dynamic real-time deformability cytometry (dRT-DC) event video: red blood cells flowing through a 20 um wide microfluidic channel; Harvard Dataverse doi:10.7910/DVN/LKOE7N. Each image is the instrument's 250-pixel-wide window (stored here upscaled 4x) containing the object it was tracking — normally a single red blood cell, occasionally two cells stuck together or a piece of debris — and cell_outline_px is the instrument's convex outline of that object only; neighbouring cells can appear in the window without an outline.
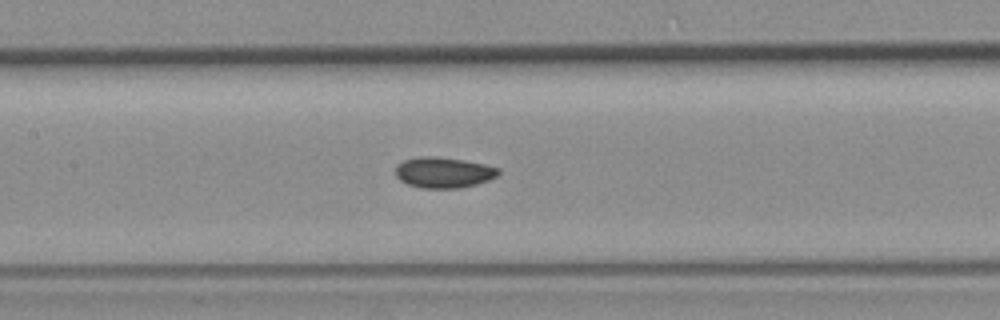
{"species": "common noctule bat (a hibernating species)", "species_latin": "Nyctalus noctula", "temperature_condition": "room temperature", "stored_images_in_passage": 6, "segment_of_instrument_passage": [2, 2], "camera_frame_rate_fps": 3000, "um_per_image_px": 0.085, "animal": {"sex": "female", "body_mass_g": 19.3, "forearm_length_mm": 54.1}, "frame": {"image": 1, "passage_image": 6, "time_ms": 6.667, "image_size_px": [1000, 320], "cell_outline_px": [[500, 172], [496, 176], [488, 180], [476, 184], [460, 188], [420, 188], [408, 184], [400, 180], [396, 176], [396, 164], [404, 160], [420, 156], [432, 156], [464, 160], [484, 164], [500, 168]], "centroid_in_image_um": [37.69, 14.66], "position_along_channel_um": 169.7, "area_um2": 18.44}}